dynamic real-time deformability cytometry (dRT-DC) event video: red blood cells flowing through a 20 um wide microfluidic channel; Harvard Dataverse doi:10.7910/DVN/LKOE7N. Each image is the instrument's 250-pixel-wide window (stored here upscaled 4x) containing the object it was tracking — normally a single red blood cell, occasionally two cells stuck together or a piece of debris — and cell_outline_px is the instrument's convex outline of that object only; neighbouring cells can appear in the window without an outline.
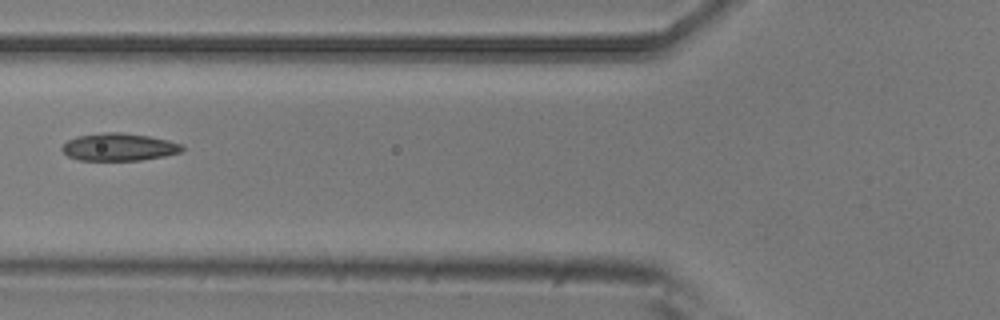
{"species": "common noctule bat (a hibernating species)", "species_latin": "Nyctalus noctula", "temperature_condition": "room temperature", "stored_images_in_passage": 5, "camera_frame_rate_fps": 3000, "um_per_image_px": 0.085, "animal": {"sex": "male", "body_mass_g": 20.5, "forearm_length_mm": 52.5}, "frame": {"image": 1, "passage_image": 5, "time_ms": 1.333, "image_size_px": [1000, 320], "cell_outline_px": [[184, 148], [180, 152], [164, 156], [140, 160], [80, 160], [68, 156], [60, 148], [68, 140], [76, 136], [104, 132], [124, 132], [148, 136], [168, 140], [180, 144]], "centroid_in_image_um": [10.09, 12.49], "position_along_channel_um": 115.7, "area_um2": 19.19}}